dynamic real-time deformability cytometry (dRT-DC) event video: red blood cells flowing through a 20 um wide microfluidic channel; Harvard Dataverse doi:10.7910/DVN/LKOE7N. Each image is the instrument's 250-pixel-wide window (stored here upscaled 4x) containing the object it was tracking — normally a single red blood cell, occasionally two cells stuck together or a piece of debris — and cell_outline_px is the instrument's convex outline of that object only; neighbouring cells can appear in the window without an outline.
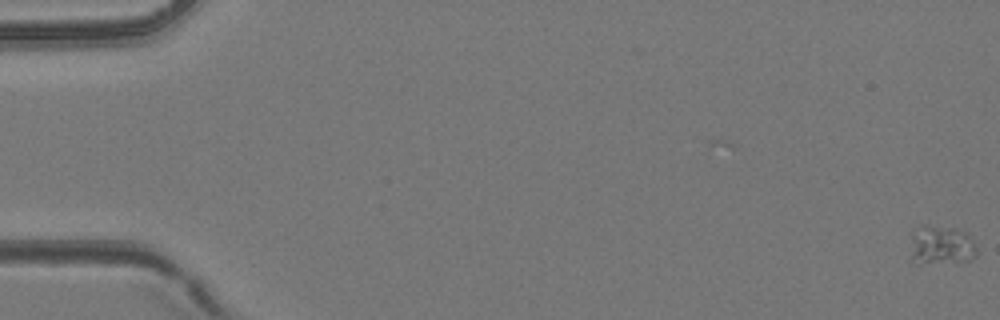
{"species": "common noctule bat (a hibernating species)", "species_latin": "Nyctalus noctula", "temperature_condition": "room temperature", "stored_images_in_passage": 46, "camera_frame_rate_fps": 3000, "um_per_image_px": 0.085, "animal": {"sex": "female", "body_mass_g": 24.6, "forearm_length_mm": 56.2}, "frame": {"image": 1, "passage_image": 1, "time_ms": 0.0, "image_size_px": [1000, 320], "cell_outline_px": [[976, 256], [968, 260], [920, 264], [916, 264], [916, 240], [928, 228], [956, 228], [968, 232], [976, 248]], "centroid_in_image_um": [80.27, 20.92], "position_along_channel_um": 4.7, "area_um2": 13.18}}
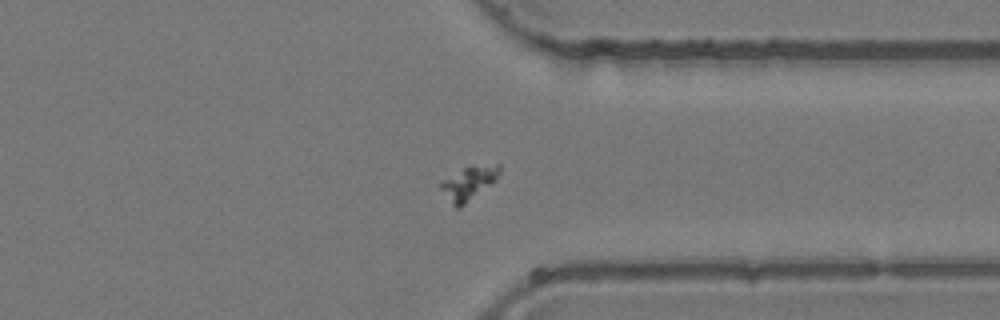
{"frame": {"image": 2, "passage_image": 36, "time_ms": 11.667, "image_size_px": [1000, 320], "cell_outline_px": [[500, 172], [488, 184], [460, 208], [456, 208], [452, 204], [440, 188], [440, 184], [444, 180], [464, 168], [496, 164], [500, 164]], "centroid_in_image_um": [39.8, 15.58], "position_along_channel_um": 371.6, "area_um2": 10.52}}
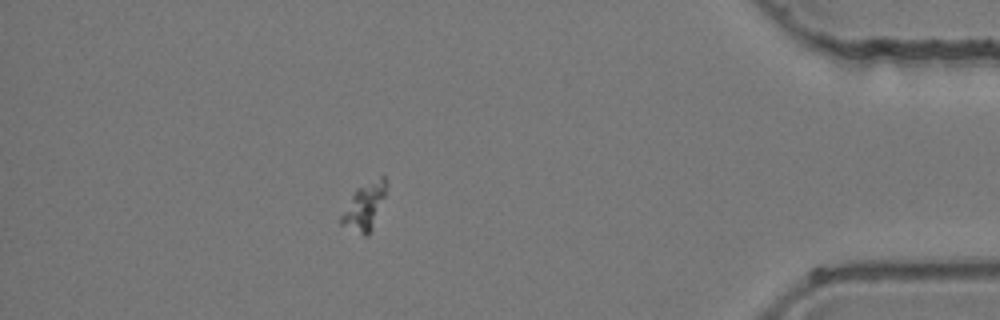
{"frame": {"image": 3, "passage_image": 41, "time_ms": 13.333, "image_size_px": [1000, 320], "cell_outline_px": [[388, 184], [384, 196], [368, 236], [364, 236], [340, 224], [340, 216], [356, 188], [380, 176], [384, 176]], "centroid_in_image_um": [30.96, 17.53], "position_along_channel_um": 404.2, "area_um2": 11.96}}